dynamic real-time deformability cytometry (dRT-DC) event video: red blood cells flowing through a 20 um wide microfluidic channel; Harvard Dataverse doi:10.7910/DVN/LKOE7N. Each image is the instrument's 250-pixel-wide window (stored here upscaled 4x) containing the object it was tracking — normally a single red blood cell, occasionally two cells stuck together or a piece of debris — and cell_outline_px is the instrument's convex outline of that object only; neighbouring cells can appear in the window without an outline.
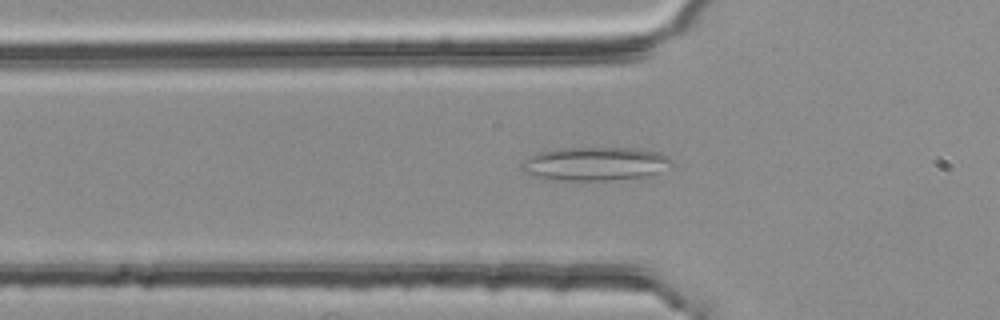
{"species": "common noctule bat (a hibernating species)", "species_latin": "Nyctalus noctula", "temperature_condition": "room temperature", "stored_images_in_passage": 36, "camera_frame_rate_fps": 3000, "um_per_image_px": 0.085, "animal": {"sex": "female", "body_mass_g": 25.1}, "frame": {"image": 1, "passage_image": 8, "time_ms": 2.333, "image_size_px": [1000, 320], "cell_outline_px": [[672, 164], [648, 176], [608, 180], [540, 180], [528, 176], [520, 168], [520, 164], [528, 156], [540, 152], [556, 148], [636, 148], [660, 152], [668, 156], [672, 160]], "centroid_in_image_um": [50.48, 13.93], "position_along_channel_um": 75.3, "area_um2": 29.77}}
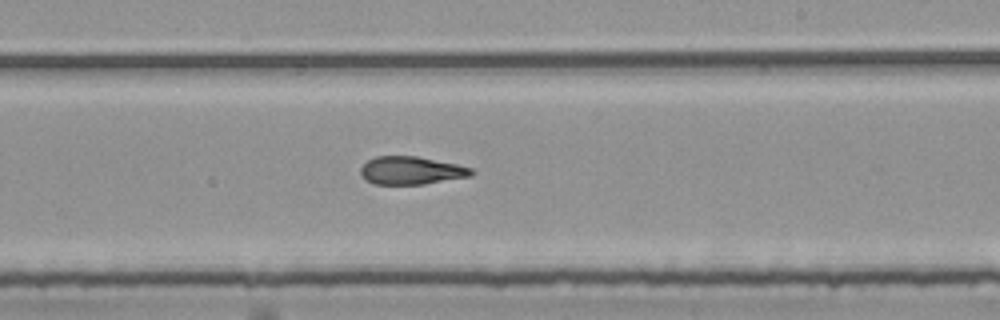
{"frame": {"image": 2, "passage_image": 22, "time_ms": 7.0, "image_size_px": [1000, 320], "cell_outline_px": [[476, 172], [472, 176], [424, 184], [372, 184], [364, 180], [360, 172], [360, 168], [368, 160], [376, 156], [416, 156], [456, 164], [472, 168]], "centroid_in_image_um": [34.95, 14.5], "position_along_channel_um": 254.1, "area_um2": 18.15}}
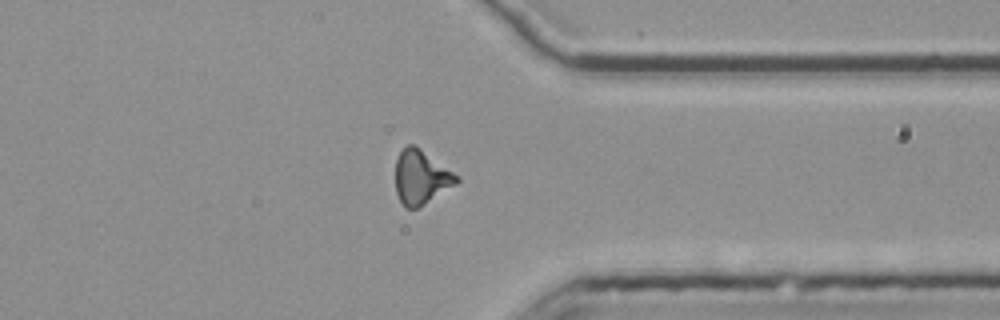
{"frame": {"image": 3, "passage_image": 32, "time_ms": 10.333, "image_size_px": [1000, 320], "cell_outline_px": [[460, 180], [456, 184], [416, 208], [404, 208], [396, 192], [396, 160], [400, 152], [408, 144], [412, 144], [420, 148], [460, 176]], "centroid_in_image_um": [35.79, 15.05], "position_along_channel_um": 375.6, "area_um2": 19.02}, "authors_computed_cell_mechanics": {"area_um2": 18.9584, "velocity_mm_per_s": 3.8161, "shape_relaxation_time_tau1_ms": null, "shape_relaxation_time_tau2_ms": 3.3154, "deformation_change_tau1": null, "deformation_change_tau2": 0.1274}}